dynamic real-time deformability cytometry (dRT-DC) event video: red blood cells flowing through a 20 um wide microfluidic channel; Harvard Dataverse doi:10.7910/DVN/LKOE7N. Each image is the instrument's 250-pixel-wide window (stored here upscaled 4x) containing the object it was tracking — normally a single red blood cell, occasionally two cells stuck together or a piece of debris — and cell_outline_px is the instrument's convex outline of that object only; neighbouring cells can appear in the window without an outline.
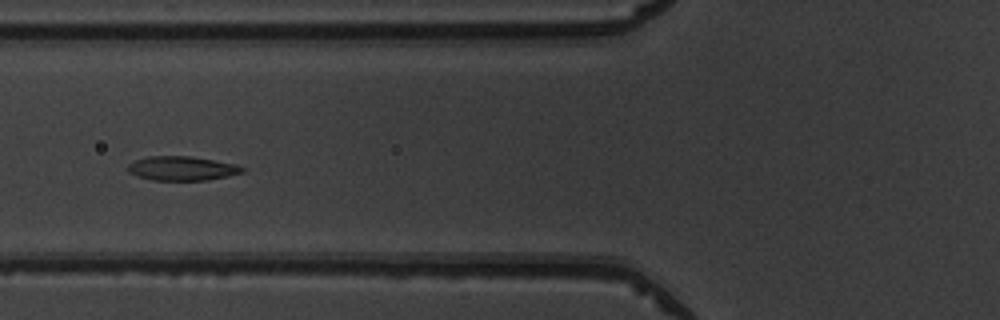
{"species": "common noctule bat (a hibernating species)", "species_latin": "Nyctalus noctula", "temperature_condition": "warm", "stored_images_in_passage": 49, "camera_frame_rate_fps": 3000, "um_per_image_px": 0.085, "animal": {"sex": "male", "body_mass_g": 19.5, "forearm_length_mm": 54.6}, "frame": {"image": 1, "passage_image": 21, "time_ms": 6.667, "image_size_px": [1000, 320], "cell_outline_px": [[244, 172], [228, 176], [208, 180], [152, 180], [136, 176], [128, 172], [128, 164], [136, 160], [148, 156], [188, 156], [236, 164], [244, 168]], "centroid_in_image_um": [15.45, 14.32], "position_along_channel_um": 110.3, "area_um2": 16.07}}
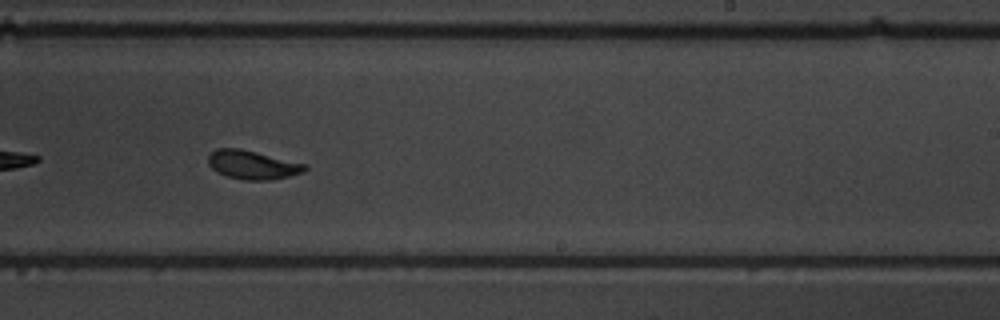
{"frame": {"image": 2, "passage_image": 33, "time_ms": 10.667, "image_size_px": [1000, 320], "cell_outline_px": [[308, 168], [304, 172], [272, 180], [244, 180], [228, 176], [216, 172], [208, 164], [208, 156], [216, 148], [240, 148], [308, 164]], "centroid_in_image_um": [21.48, 14.01], "position_along_channel_um": 267.5, "area_um2": 16.3}}
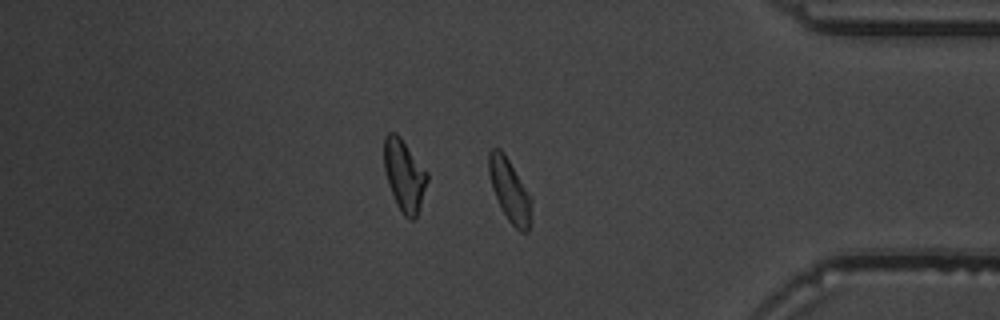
{"frame": {"image": 3, "passage_image": 44, "time_ms": 14.333, "image_size_px": [1000, 320], "cell_outline_px": [[532, 200], [528, 232], [520, 232], [508, 220], [492, 188], [488, 172], [488, 152], [492, 148], [500, 148], [504, 152], [532, 196]], "centroid_in_image_um": [43.33, 16.13], "position_along_channel_um": 391.9, "area_um2": 15.61}}